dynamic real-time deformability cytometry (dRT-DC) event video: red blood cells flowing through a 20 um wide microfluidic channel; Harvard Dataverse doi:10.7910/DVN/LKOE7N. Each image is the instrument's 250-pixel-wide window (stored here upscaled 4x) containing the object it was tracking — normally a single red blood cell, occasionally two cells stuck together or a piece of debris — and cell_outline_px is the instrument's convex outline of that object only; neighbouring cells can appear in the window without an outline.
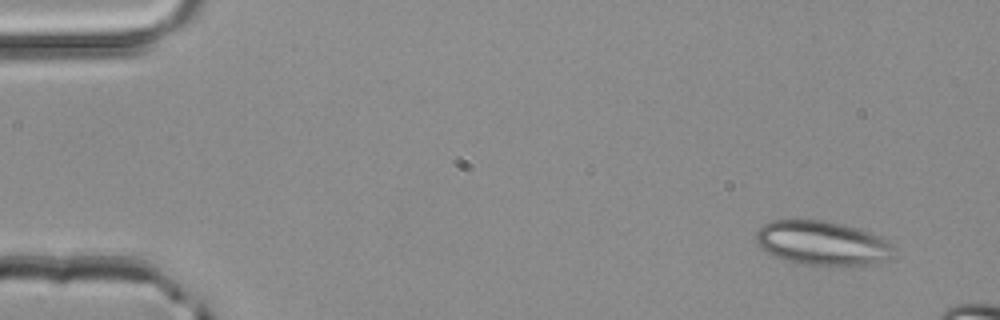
{"species": "common noctule bat (a hibernating species)", "species_latin": "Nyctalus noctula", "temperature_condition": "room temperature", "stored_images_in_passage": 4, "camera_frame_rate_fps": 3000, "um_per_image_px": 0.085, "animal": {"sex": "male", "body_mass_g": 20.4}, "frame": {"image": 1, "passage_image": 1, "time_ms": 0.0, "image_size_px": [1000, 320], "cell_outline_px": [[892, 256], [884, 260], [868, 264], [800, 264], [784, 260], [772, 256], [756, 240], [756, 232], [764, 224], [772, 220], [820, 220], [840, 224], [868, 232], [880, 236], [888, 240], [892, 244]], "centroid_in_image_um": [69.86, 20.65], "position_along_channel_um": 15.1, "area_um2": 34.68}}